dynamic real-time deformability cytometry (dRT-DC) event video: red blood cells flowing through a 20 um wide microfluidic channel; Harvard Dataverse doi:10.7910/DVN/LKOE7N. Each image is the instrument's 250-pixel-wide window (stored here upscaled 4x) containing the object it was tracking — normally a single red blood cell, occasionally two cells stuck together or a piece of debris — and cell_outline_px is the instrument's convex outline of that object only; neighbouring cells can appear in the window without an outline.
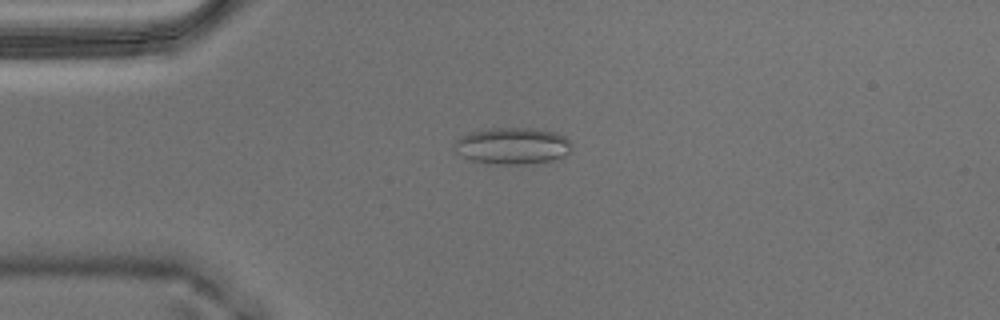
{"species": "Egyptian fruit bat (a non-hibernating species)", "species_latin": "Rousettus aegyptiacus", "temperature_condition": "warm", "stored_images_in_passage": 44, "camera_frame_rate_fps": 3000, "um_per_image_px": 0.085, "animal": {"sex": "male"}, "frame": {"image": 1, "passage_image": 2, "time_ms": 0.333, "image_size_px": [1000, 320], "cell_outline_px": [[572, 152], [564, 156], [552, 160], [524, 164], [496, 164], [472, 160], [456, 152], [452, 144], [460, 136], [468, 132], [488, 128], [528, 128], [556, 132], [564, 136], [572, 144]], "centroid_in_image_um": [43.56, 12.39], "position_along_channel_um": 41.4, "area_um2": 25.2}}
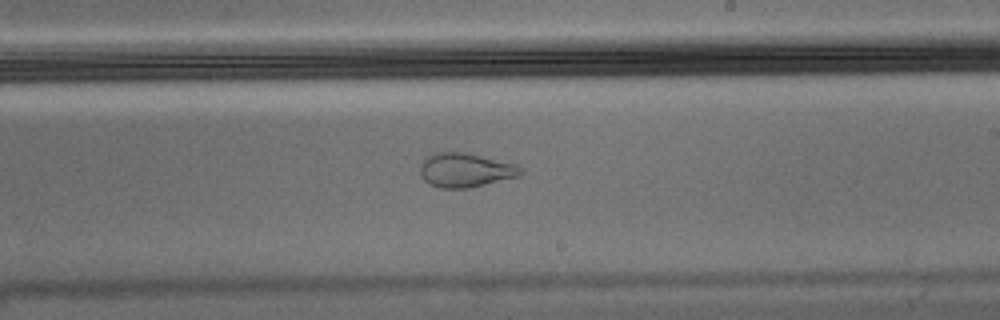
{"frame": {"image": 2, "passage_image": 21, "time_ms": 6.667, "image_size_px": [1000, 320], "cell_outline_px": [[524, 172], [520, 176], [472, 188], [440, 188], [428, 184], [420, 176], [420, 164], [424, 156], [436, 152], [464, 152], [516, 164]], "centroid_in_image_um": [39.52, 14.47], "position_along_channel_um": 249.5, "area_um2": 20.35}}
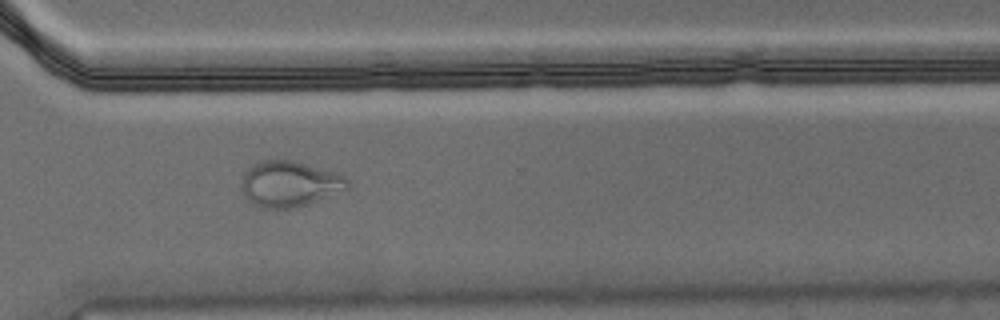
{"frame": {"image": 3, "passage_image": 29, "time_ms": 9.333, "image_size_px": [1000, 320], "cell_outline_px": [[348, 188], [308, 204], [292, 208], [260, 208], [252, 204], [244, 196], [240, 188], [240, 184], [244, 172], [248, 168], [264, 160], [292, 160], [336, 172], [344, 176], [348, 180]], "centroid_in_image_um": [24.56, 15.64], "position_along_channel_um": 346.0, "area_um2": 28.21}, "authors_computed_cell_mechanics": {"area_um2": 24.7673, "velocity_mm_per_s": 3.638, "shape_relaxation_time_tau1_ms": null, "shape_relaxation_time_tau2_ms": 1.043, "deformation_change_tau1": null, "deformation_change_tau2": 0.0683}}